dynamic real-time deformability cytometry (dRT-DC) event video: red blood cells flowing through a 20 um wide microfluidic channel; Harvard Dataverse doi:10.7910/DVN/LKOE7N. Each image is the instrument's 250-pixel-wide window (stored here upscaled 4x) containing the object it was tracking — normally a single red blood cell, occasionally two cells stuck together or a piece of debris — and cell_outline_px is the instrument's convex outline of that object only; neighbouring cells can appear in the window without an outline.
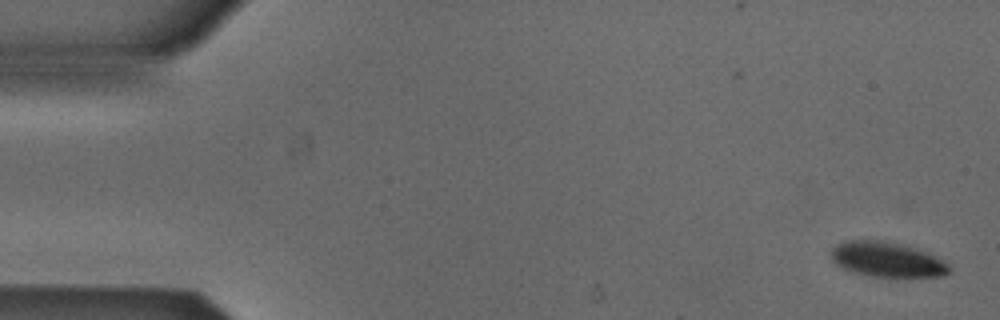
{"species": "Egyptian fruit bat (a non-hibernating species)", "species_latin": "Rousettus aegyptiacus", "temperature_condition": "cold", "stored_images_in_passage": 52, "camera_frame_rate_fps": 3000, "um_per_image_px": 0.085, "animal": {"sex": "male"}, "frame": {"image": 1, "passage_image": 1, "time_ms": 0.0, "image_size_px": [1000, 320], "cell_outline_px": [[952, 272], [944, 276], [896, 280], [872, 276], [852, 272], [836, 264], [832, 260], [832, 248], [836, 244], [844, 240], [884, 240], [904, 244], [928, 252], [936, 256], [948, 264], [952, 268]], "centroid_in_image_um": [75.48, 22.1], "position_along_channel_um": 9.5, "area_um2": 25.26}}
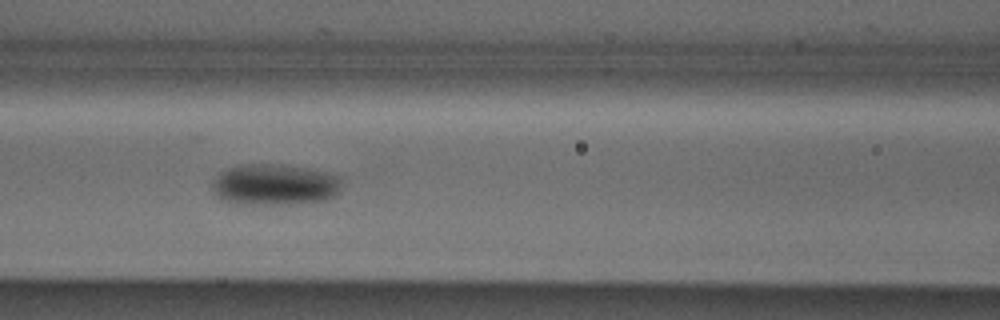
{"frame": {"image": 2, "passage_image": 22, "time_ms": 7.0, "image_size_px": [1000, 320], "cell_outline_px": [[344, 176], [340, 192], [336, 196], [328, 200], [296, 204], [236, 204], [220, 200], [216, 196], [212, 188], [212, 180], [220, 172], [228, 168], [240, 164], [284, 164], [332, 172]], "centroid_in_image_um": [23.41, 15.69], "position_along_channel_um": 143.2, "area_um2": 32.25}}
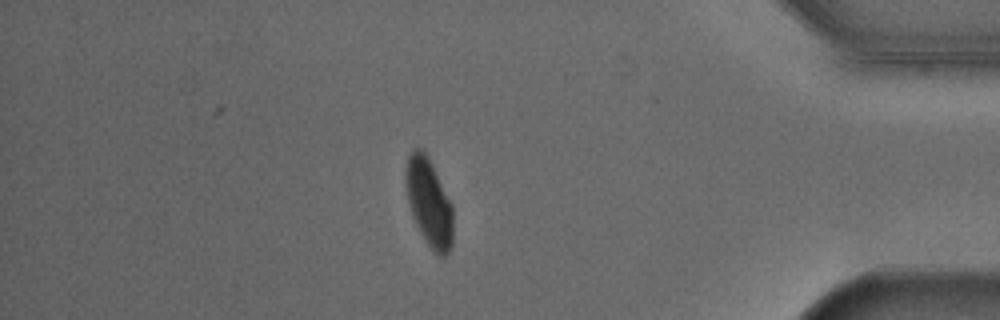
{"frame": {"image": 3, "passage_image": 45, "time_ms": 14.667, "image_size_px": [1000, 320], "cell_outline_px": [[452, 248], [444, 256], [440, 256], [424, 240], [412, 216], [404, 184], [404, 168], [408, 156], [416, 148], [420, 148], [428, 156], [452, 204]], "centroid_in_image_um": [36.44, 17.18], "position_along_channel_um": 398.8, "area_um2": 24.22}}